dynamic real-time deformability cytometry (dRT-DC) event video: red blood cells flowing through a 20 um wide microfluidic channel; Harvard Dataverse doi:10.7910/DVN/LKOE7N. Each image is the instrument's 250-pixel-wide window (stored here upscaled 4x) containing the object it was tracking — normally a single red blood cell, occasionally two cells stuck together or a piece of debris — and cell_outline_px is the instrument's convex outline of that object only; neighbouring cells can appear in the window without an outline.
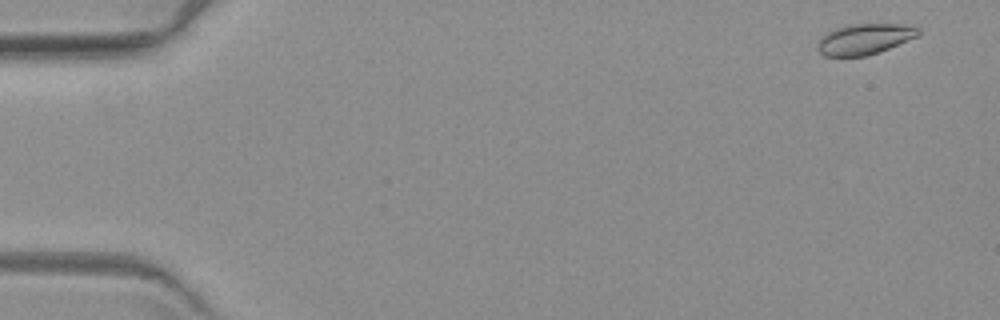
{"species": "common noctule bat (a hibernating species)", "species_latin": "Nyctalus noctula", "temperature_condition": "warm", "stored_images_in_passage": 5, "camera_frame_rate_fps": 3000, "um_per_image_px": 0.085, "animal": {"sex": "female", "body_mass_g": 19.3, "forearm_length_mm": 54.1}, "frame": {"image": 1, "passage_image": 1, "time_ms": 0.0, "image_size_px": [1000, 320], "cell_outline_px": [[920, 32], [916, 36], [880, 52], [864, 56], [824, 56], [816, 48], [816, 44], [828, 32], [836, 28], [848, 24], [904, 24], [920, 28]], "centroid_in_image_um": [73.47, 3.32], "position_along_channel_um": 11.5, "area_um2": 17.86}}
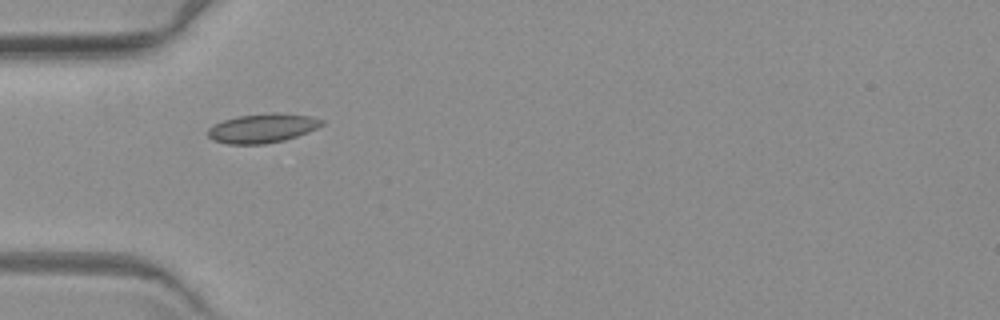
{"frame": {"image": 2, "passage_image": 5, "time_ms": 5.333, "image_size_px": [1000, 320], "cell_outline_px": [[324, 124], [308, 132], [284, 140], [264, 144], [228, 144], [212, 140], [208, 136], [208, 128], [212, 124], [236, 116], [272, 112], [276, 112], [308, 116], [324, 120]], "centroid_in_image_um": [22.27, 10.89], "position_along_channel_um": 62.7, "area_um2": 19.42}}